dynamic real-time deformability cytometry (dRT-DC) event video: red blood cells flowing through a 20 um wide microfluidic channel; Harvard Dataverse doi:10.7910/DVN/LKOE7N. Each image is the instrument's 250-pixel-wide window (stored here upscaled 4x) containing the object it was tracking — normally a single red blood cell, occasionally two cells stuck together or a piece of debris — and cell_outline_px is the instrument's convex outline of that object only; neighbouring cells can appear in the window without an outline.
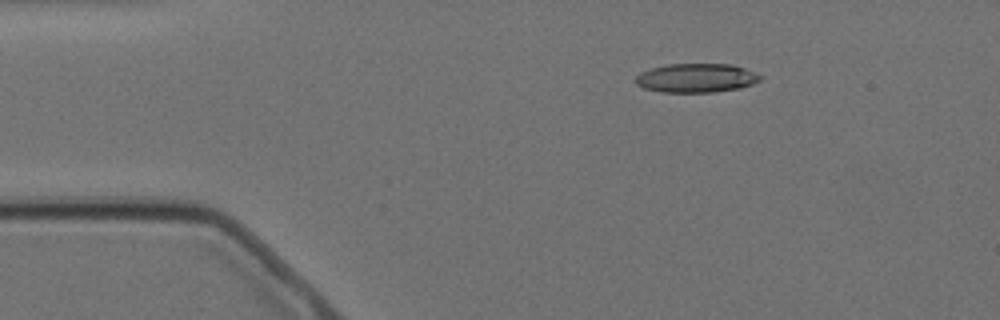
{"species": "Egyptian fruit bat (a non-hibernating species)", "species_latin": "Rousettus aegyptiacus", "temperature_condition": "cold", "stored_images_in_passage": 3, "camera_frame_rate_fps": 3000, "um_per_image_px": 0.085, "animal": {"sex": "female"}, "frame": {"image": 1, "passage_image": 1, "time_ms": 0.0, "image_size_px": [1000, 320], "cell_outline_px": [[764, 76], [760, 80], [752, 84], [740, 88], [712, 92], [660, 92], [644, 88], [636, 84], [632, 80], [640, 72], [648, 68], [668, 64], [732, 64], [756, 72]], "centroid_in_image_um": [59.15, 6.62], "position_along_channel_um": 25.8, "area_um2": 21.33}}